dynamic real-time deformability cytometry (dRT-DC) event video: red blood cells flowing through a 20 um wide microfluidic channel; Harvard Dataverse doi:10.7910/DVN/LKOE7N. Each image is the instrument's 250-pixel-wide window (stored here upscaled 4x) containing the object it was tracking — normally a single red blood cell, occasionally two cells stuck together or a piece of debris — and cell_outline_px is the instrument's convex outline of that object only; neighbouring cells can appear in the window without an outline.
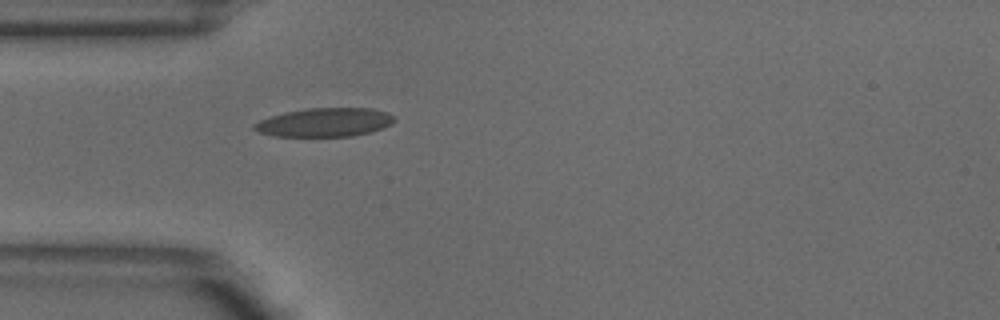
{"species": "common noctule bat (a hibernating species)", "species_latin": "Nyctalus noctula", "temperature_condition": "warm", "stored_images_in_passage": 1, "camera_frame_rate_fps": 3000, "um_per_image_px": 0.085, "animal": {"sex": "male", "body_mass_g": 18.8}, "frame": {"image": 1, "passage_image": 1, "time_ms": 0.0, "image_size_px": [1000, 320], "cell_outline_px": [[396, 120], [392, 124], [368, 132], [352, 136], [276, 136], [260, 132], [252, 128], [252, 124], [260, 120], [284, 112], [308, 108], [372, 108], [388, 112]], "centroid_in_image_um": [27.6, 10.39], "position_along_channel_um": 57.4, "area_um2": 23.29}}